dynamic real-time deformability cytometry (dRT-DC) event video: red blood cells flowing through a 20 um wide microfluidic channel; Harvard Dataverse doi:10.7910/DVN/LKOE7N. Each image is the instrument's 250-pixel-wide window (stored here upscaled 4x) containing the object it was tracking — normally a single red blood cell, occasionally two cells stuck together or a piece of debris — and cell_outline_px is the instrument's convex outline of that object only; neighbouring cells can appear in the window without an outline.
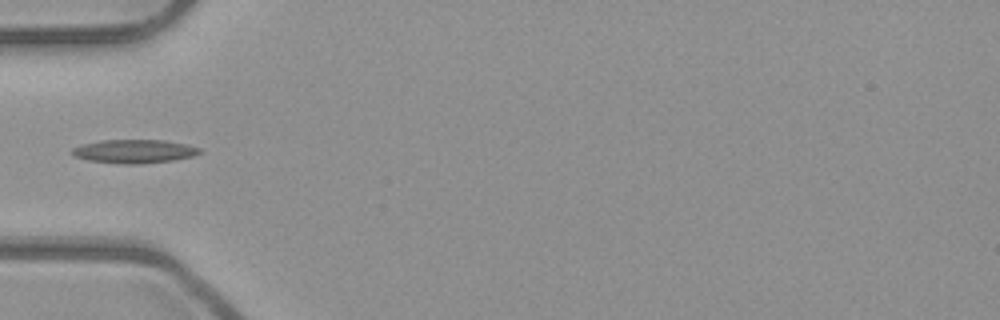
{"species": "common noctule bat (a hibernating species)", "species_latin": "Nyctalus noctula", "temperature_condition": "room temperature", "stored_images_in_passage": 5, "camera_frame_rate_fps": 3000, "um_per_image_px": 0.085, "animal": {"sex": "male", "body_mass_g": 23.1, "forearm_length_mm": 52.7}, "frame": {"image": 1, "passage_image": 4, "time_ms": 1.0, "image_size_px": [1000, 320], "cell_outline_px": [[204, 152], [192, 156], [176, 160], [144, 164], [120, 164], [88, 160], [72, 156], [72, 148], [80, 144], [104, 140], [164, 140], [188, 144], [200, 148]], "centroid_in_image_um": [11.43, 12.87], "position_along_channel_um": 73.6, "area_um2": 17.86}}
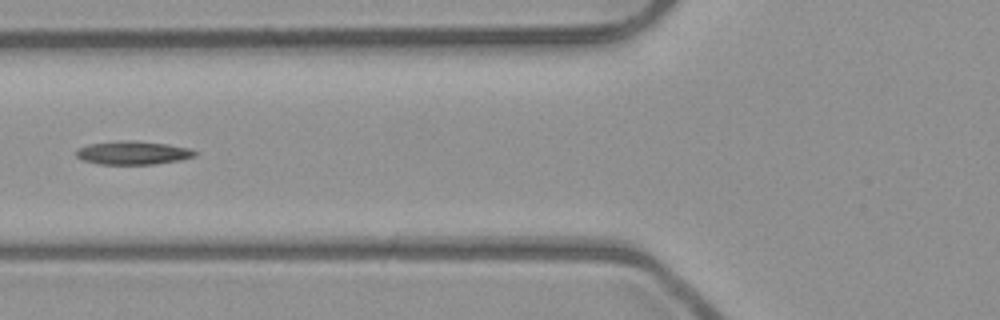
{"frame": {"image": 2, "passage_image": 5, "time_ms": 1.333, "image_size_px": [1000, 320], "cell_outline_px": [[200, 152], [196, 156], [180, 160], [152, 164], [100, 164], [84, 160], [76, 156], [76, 148], [92, 144], [120, 140], [136, 140], [168, 144], [192, 148]], "centroid_in_image_um": [11.37, 12.98], "position_along_channel_um": 114.4, "area_um2": 16.36}}